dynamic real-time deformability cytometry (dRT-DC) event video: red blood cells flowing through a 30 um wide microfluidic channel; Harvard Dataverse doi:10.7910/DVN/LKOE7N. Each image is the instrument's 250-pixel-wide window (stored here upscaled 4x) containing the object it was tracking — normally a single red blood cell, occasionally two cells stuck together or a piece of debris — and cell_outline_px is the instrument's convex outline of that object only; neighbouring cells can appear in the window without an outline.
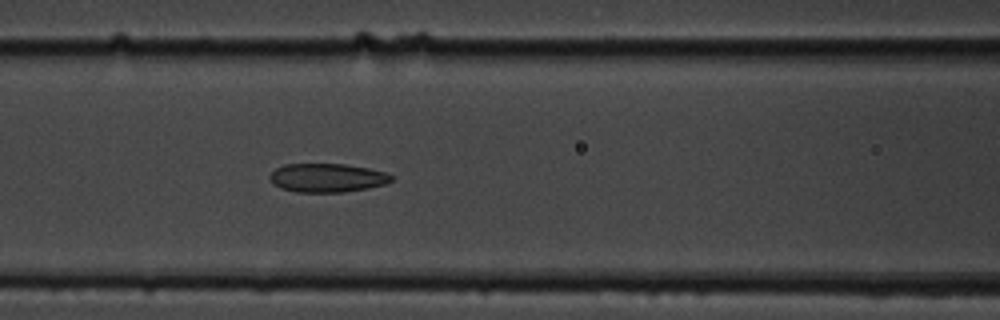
{"species": "common noctule bat (a hibernating species)", "species_latin": "Nyctalus noctula", "temperature_condition": "cold", "stored_images_in_passage": 4, "camera_frame_rate_fps": 3000, "um_per_image_px": 0.085, "animal": {"sex": "male", "body_mass_g": 19.5, "forearm_length_mm": 54.6}, "frame": {"image": 1, "passage_image": 4, "time_ms": 3.333, "image_size_px": [1000, 320], "cell_outline_px": [[392, 180], [384, 184], [368, 188], [344, 192], [296, 192], [280, 188], [272, 184], [268, 176], [276, 168], [284, 164], [344, 164], [368, 168], [388, 172], [392, 176]], "centroid_in_image_um": [27.78, 15.11], "position_along_channel_um": 138.8, "area_um2": 20.46}}